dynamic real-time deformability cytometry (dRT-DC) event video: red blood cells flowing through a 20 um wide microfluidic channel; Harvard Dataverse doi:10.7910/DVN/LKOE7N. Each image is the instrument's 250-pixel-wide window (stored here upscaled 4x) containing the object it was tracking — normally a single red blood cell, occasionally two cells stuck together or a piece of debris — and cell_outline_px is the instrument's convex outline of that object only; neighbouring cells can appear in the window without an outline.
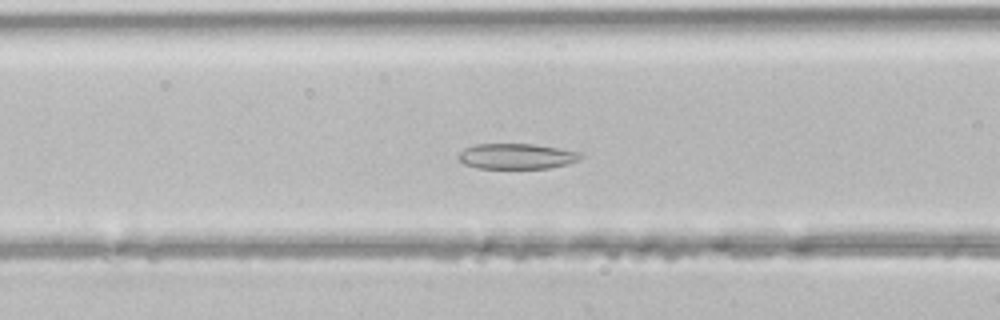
{"species": "common noctule bat (a hibernating species)", "species_latin": "Nyctalus noctula", "temperature_condition": "room temperature", "stored_images_in_passage": 46, "segment_of_instrument_passage": [1, 2], "camera_frame_rate_fps": 3000, "um_per_image_px": 0.085, "animal": {"sex": "male", "body_mass_g": 21.5, "forearm_length_mm": 52.0}, "frame": {"image": 1, "passage_image": 18, "time_ms": 5.667, "image_size_px": [1000, 320], "cell_outline_px": [[584, 156], [568, 164], [548, 168], [476, 168], [464, 164], [456, 156], [464, 148], [476, 144], [532, 144], [580, 152]], "centroid_in_image_um": [43.87, 13.28], "position_along_channel_um": 122.7, "area_um2": 18.03}}
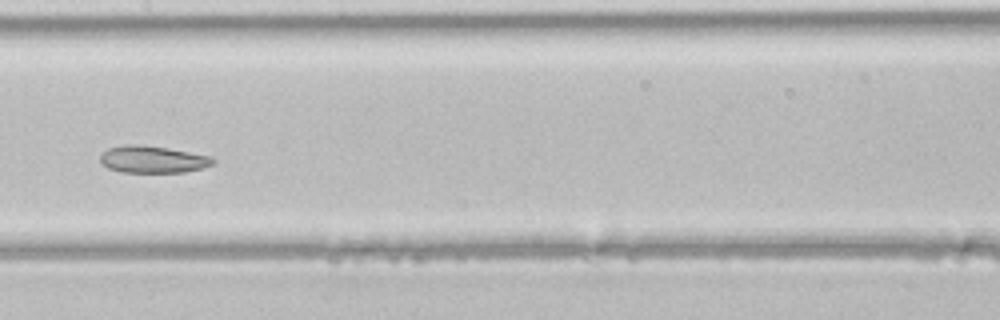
{"frame": {"image": 2, "passage_image": 23, "time_ms": 7.333, "image_size_px": [1000, 320], "cell_outline_px": [[216, 160], [212, 164], [204, 168], [184, 172], [120, 172], [108, 168], [100, 160], [100, 156], [108, 148], [124, 144], [136, 144], [164, 148], [212, 156]], "centroid_in_image_um": [12.99, 13.55], "position_along_channel_um": 194.4, "area_um2": 17.63}}
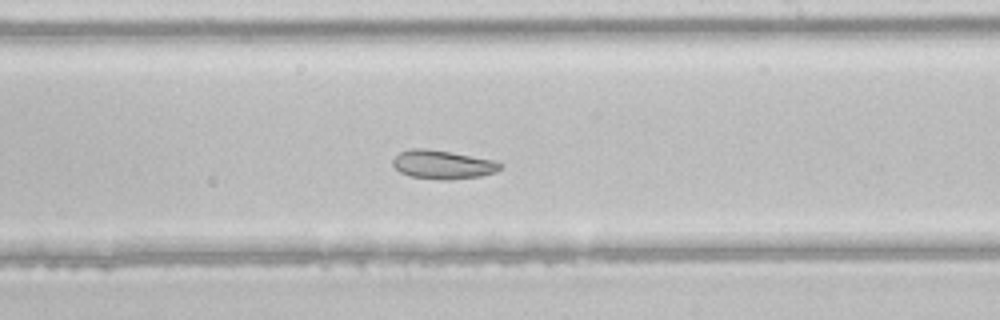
{"frame": {"image": 3, "passage_image": 27, "time_ms": 8.667, "image_size_px": [1000, 320], "cell_outline_px": [[504, 168], [496, 172], [480, 176], [452, 180], [440, 180], [412, 176], [400, 172], [392, 164], [392, 160], [400, 152], [412, 148], [424, 148], [496, 160], [504, 164]], "centroid_in_image_um": [37.69, 14.0], "position_along_channel_um": 251.3, "area_um2": 18.03}}